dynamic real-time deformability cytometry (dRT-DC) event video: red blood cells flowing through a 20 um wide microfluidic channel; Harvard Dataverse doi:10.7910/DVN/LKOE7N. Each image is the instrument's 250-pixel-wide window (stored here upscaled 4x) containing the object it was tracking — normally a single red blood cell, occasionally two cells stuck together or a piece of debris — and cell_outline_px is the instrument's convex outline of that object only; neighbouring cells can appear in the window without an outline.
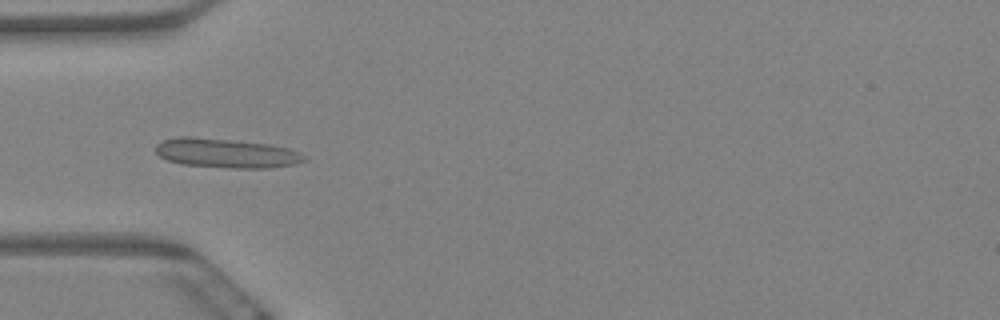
{"species": "Egyptian fruit bat (a non-hibernating species)", "species_latin": "Rousettus aegyptiacus", "temperature_condition": "warm", "stored_images_in_passage": 5, "camera_frame_rate_fps": 3000, "um_per_image_px": 0.085, "animal": {"sex": "female"}, "frame": {"image": 1, "passage_image": 4, "time_ms": 1.0, "image_size_px": [1000, 320], "cell_outline_px": [[308, 160], [296, 164], [268, 168], [228, 168], [180, 164], [168, 160], [160, 156], [156, 152], [156, 144], [160, 140], [180, 136], [192, 136], [268, 144], [288, 148], [300, 152]], "centroid_in_image_um": [19.21, 13.02], "position_along_channel_um": 65.8, "area_um2": 25.55}}
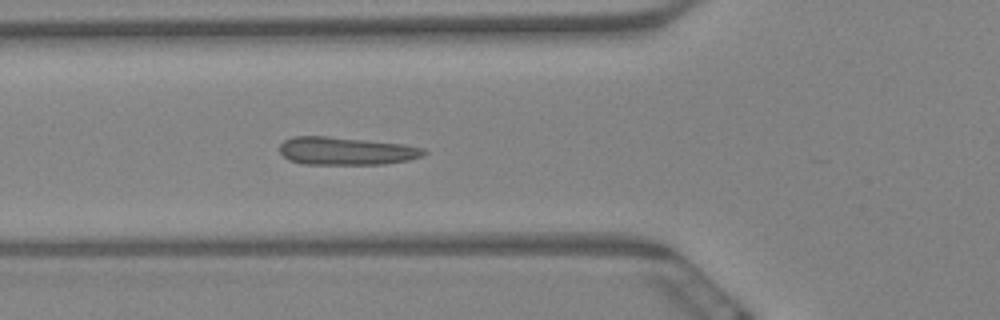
{"frame": {"image": 2, "passage_image": 5, "time_ms": 1.333, "image_size_px": [1000, 320], "cell_outline_px": [[428, 152], [420, 156], [408, 160], [384, 164], [304, 164], [288, 160], [280, 152], [280, 144], [284, 140], [292, 136], [328, 136], [404, 144], [424, 148]], "centroid_in_image_um": [29.39, 12.83], "position_along_channel_um": 96.4, "area_um2": 23.47}}